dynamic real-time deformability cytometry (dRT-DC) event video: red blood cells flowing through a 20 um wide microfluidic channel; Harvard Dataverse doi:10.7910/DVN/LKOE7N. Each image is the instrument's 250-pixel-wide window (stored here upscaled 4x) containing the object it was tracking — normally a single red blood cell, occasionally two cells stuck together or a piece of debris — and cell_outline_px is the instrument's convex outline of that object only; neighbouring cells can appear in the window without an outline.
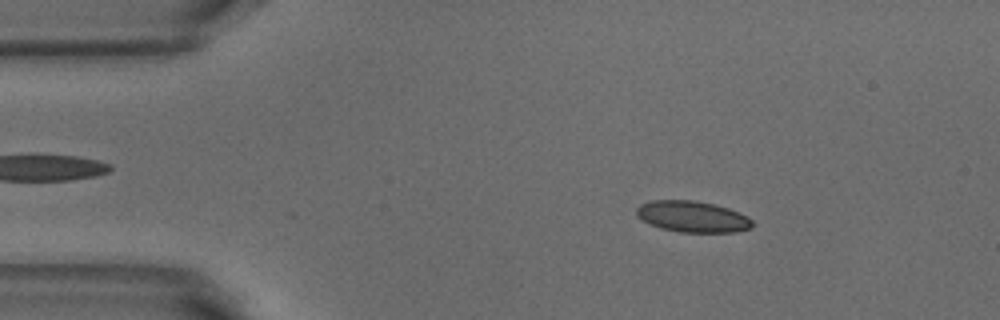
{"species": "common noctule bat (a hibernating species)", "species_latin": "Nyctalus noctula", "temperature_condition": "warm", "stored_images_in_passage": 50, "camera_frame_rate_fps": 3000, "um_per_image_px": 0.085, "animal": {"sex": "male", "body_mass_g": 18.8}, "frame": {"image": 1, "passage_image": 7, "time_ms": 2.0, "image_size_px": [1000, 320], "cell_outline_px": [[752, 228], [736, 232], [680, 232], [660, 228], [636, 216], [636, 208], [640, 204], [652, 200], [692, 200], [712, 204], [728, 208], [740, 212], [748, 216], [752, 220]], "centroid_in_image_um": [58.87, 18.41], "position_along_channel_um": 26.1, "area_um2": 21.04}}
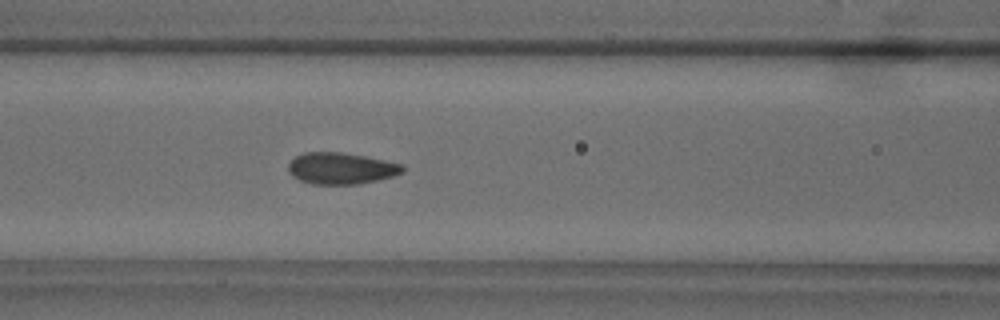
{"frame": {"image": 2, "passage_image": 20, "time_ms": 6.333, "image_size_px": [1000, 320], "cell_outline_px": [[404, 172], [392, 176], [376, 180], [356, 184], [312, 184], [300, 180], [292, 176], [288, 172], [288, 164], [296, 156], [304, 152], [340, 152], [364, 156], [404, 164]], "centroid_in_image_um": [28.98, 14.31], "position_along_channel_um": 137.6, "area_um2": 20.92}}
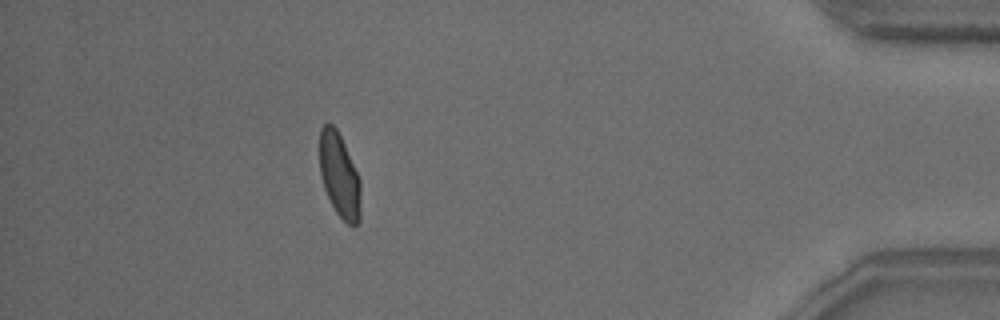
{"frame": {"image": 3, "passage_image": 45, "time_ms": 14.667, "image_size_px": [1000, 320], "cell_outline_px": [[360, 220], [352, 228], [336, 212], [324, 188], [320, 176], [320, 128], [328, 120], [336, 128], [344, 144], [360, 180]], "centroid_in_image_um": [28.84, 14.9], "position_along_channel_um": 406.4, "area_um2": 20.06}, "authors_computed_cell_mechanics": {"area_um2": 20.808, "velocity_mm_per_s": 3.8649, "shape_relaxation_time_tau1_ms": 6.8353, "shape_relaxation_time_tau2_ms": null, "deformation_change_tau1": 0.1586, "deformation_change_tau2": null}}